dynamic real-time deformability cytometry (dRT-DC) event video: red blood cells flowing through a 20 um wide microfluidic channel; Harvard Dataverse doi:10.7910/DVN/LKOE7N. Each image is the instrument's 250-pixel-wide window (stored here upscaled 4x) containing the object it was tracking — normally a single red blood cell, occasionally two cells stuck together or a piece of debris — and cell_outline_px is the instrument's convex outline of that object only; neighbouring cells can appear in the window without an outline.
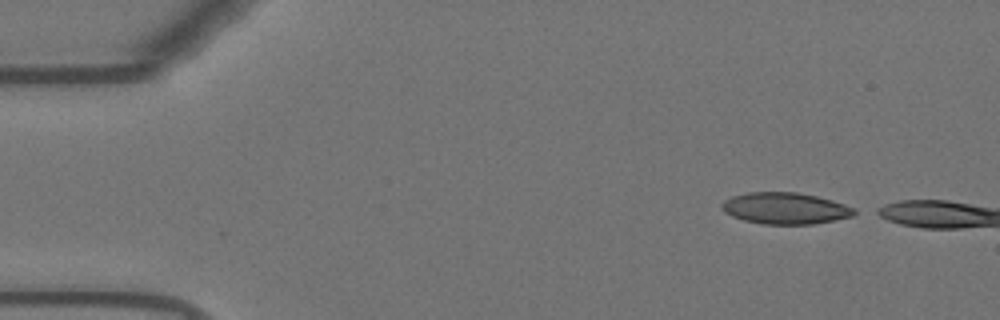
{"species": "Egyptian fruit bat (a non-hibernating species)", "species_latin": "Rousettus aegyptiacus", "temperature_condition": "warm", "stored_images_in_passage": 11, "camera_frame_rate_fps": 3000, "um_per_image_px": 0.085, "animal": {"sex": "female"}, "frame": {"image": 1, "passage_image": 1, "time_ms": 0.0, "image_size_px": [1000, 320], "cell_outline_px": [[860, 212], [852, 216], [812, 224], [764, 224], [744, 220], [732, 216], [724, 212], [720, 208], [720, 204], [724, 200], [732, 196], [748, 192], [796, 192], [816, 196], [832, 200], [856, 208]], "centroid_in_image_um": [66.74, 17.7], "position_along_channel_um": 18.3, "area_um2": 24.39}}